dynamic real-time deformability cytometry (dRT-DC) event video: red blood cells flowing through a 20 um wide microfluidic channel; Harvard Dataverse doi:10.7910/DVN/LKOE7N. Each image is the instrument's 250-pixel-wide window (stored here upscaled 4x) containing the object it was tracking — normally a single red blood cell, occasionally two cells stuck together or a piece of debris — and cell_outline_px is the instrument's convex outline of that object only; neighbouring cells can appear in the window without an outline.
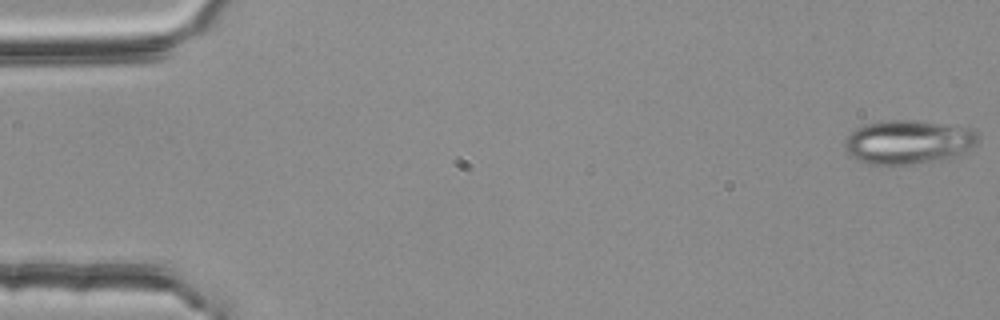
{"species": "common noctule bat (a hibernating species)", "species_latin": "Nyctalus noctula", "temperature_condition": "room temperature", "stored_images_in_passage": 54, "camera_frame_rate_fps": 3000, "um_per_image_px": 0.085, "animal": {"sex": "female", "body_mass_g": 25.1}, "frame": {"image": 1, "passage_image": 1, "time_ms": 0.0, "image_size_px": [1000, 320], "cell_outline_px": [[980, 140], [976, 144], [948, 160], [908, 164], [868, 164], [856, 160], [848, 156], [844, 144], [844, 140], [856, 128], [864, 124], [888, 120], [912, 120], [972, 128], [980, 136]], "centroid_in_image_um": [77.19, 12.08], "position_along_channel_um": 7.8, "area_um2": 34.33}}
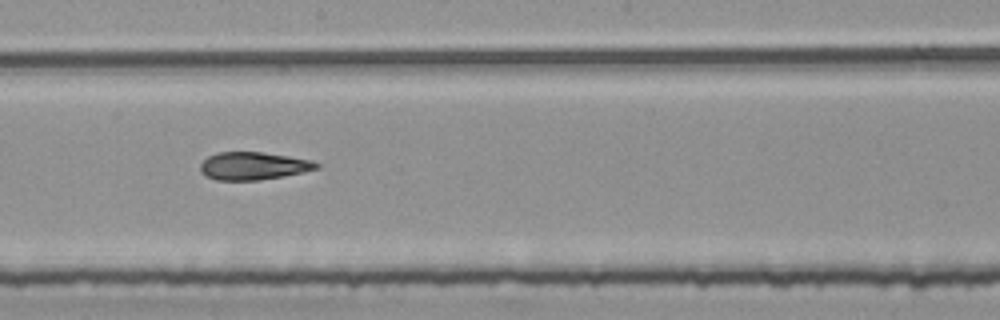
{"frame": {"image": 2, "passage_image": 30, "time_ms": 9.667, "image_size_px": [1000, 320], "cell_outline_px": [[320, 168], [304, 172], [284, 176], [260, 180], [216, 180], [204, 176], [200, 172], [200, 164], [208, 156], [216, 152], [260, 152], [288, 156], [312, 160], [320, 164]], "centroid_in_image_um": [21.52, 14.11], "position_along_channel_um": 226.7, "area_um2": 18.96}}
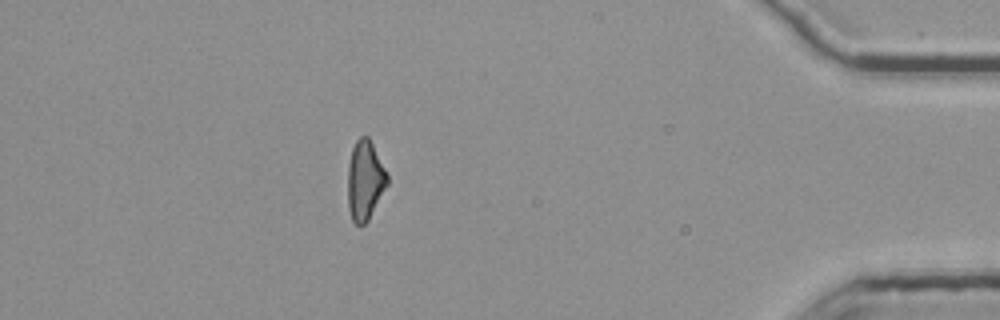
{"frame": {"image": 3, "passage_image": 48, "time_ms": 15.667, "image_size_px": [1000, 320], "cell_outline_px": [[388, 184], [368, 220], [364, 224], [356, 224], [352, 220], [348, 208], [348, 164], [352, 148], [356, 140], [360, 136], [368, 136], [388, 176]], "centroid_in_image_um": [31.01, 15.33], "position_along_channel_um": 404.2, "area_um2": 18.09}, "authors_computed_cell_mechanics": {"area_um2": 19.363, "velocity_mm_per_s": 3.805, "shape_relaxation_time_tau1_ms": null, "shape_relaxation_time_tau2_ms": 2.836, "deformation_change_tau1": null, "deformation_change_tau2": 0.1197}}